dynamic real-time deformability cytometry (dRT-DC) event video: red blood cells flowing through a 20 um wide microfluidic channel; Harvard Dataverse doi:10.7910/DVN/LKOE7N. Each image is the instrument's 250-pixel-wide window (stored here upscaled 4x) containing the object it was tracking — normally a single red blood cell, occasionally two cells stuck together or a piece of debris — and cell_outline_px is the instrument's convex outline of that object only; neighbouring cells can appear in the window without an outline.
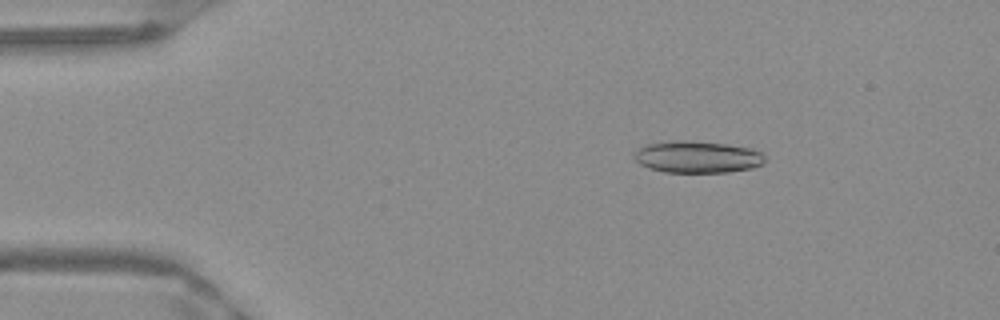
{"species": "Egyptian fruit bat (a non-hibernating species)", "species_latin": "Rousettus aegyptiacus", "temperature_condition": "warm", "stored_images_in_passage": 46, "camera_frame_rate_fps": 3000, "um_per_image_px": 0.085, "frame": {"image": 1, "passage_image": 3, "time_ms": 0.667, "image_size_px": [1000, 320], "cell_outline_px": [[764, 160], [760, 164], [752, 168], [728, 172], [664, 172], [648, 168], [640, 164], [636, 160], [636, 152], [640, 148], [648, 144], [724, 144], [752, 148], [760, 152], [764, 156]], "centroid_in_image_um": [59.34, 13.41], "position_along_channel_um": 25.7, "area_um2": 22.72}}
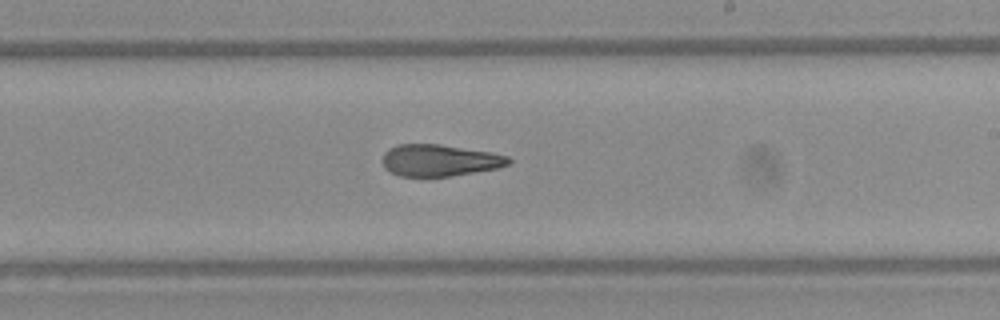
{"frame": {"image": 2, "passage_image": 25, "time_ms": 8.0, "image_size_px": [1000, 320], "cell_outline_px": [[512, 160], [508, 164], [496, 168], [448, 176], [400, 176], [384, 168], [384, 152], [388, 148], [396, 144], [440, 144], [492, 152], [508, 156]], "centroid_in_image_um": [37.35, 13.61], "position_along_channel_um": 251.6, "area_um2": 23.12}}
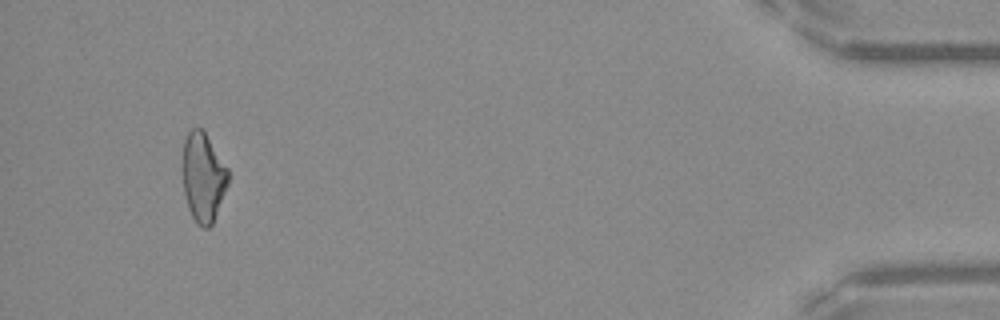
{"frame": {"image": 3, "passage_image": 43, "time_ms": 14.0, "image_size_px": [1000, 320], "cell_outline_px": [[228, 184], [212, 224], [208, 228], [204, 228], [192, 216], [188, 208], [184, 192], [184, 140], [188, 132], [192, 128], [200, 128], [204, 132], [228, 168]], "centroid_in_image_um": [17.28, 15.07], "position_along_channel_um": 417.9, "area_um2": 23.0}, "authors_computed_cell_mechanics": {"area_um2": 24.3916, "velocity_mm_per_s": 3.9803, "shape_relaxation_time_tau1_ms": null, "shape_relaxation_time_tau2_ms": 2.8497, "deformation_change_tau1": null, "deformation_change_tau2": 0.1052}}